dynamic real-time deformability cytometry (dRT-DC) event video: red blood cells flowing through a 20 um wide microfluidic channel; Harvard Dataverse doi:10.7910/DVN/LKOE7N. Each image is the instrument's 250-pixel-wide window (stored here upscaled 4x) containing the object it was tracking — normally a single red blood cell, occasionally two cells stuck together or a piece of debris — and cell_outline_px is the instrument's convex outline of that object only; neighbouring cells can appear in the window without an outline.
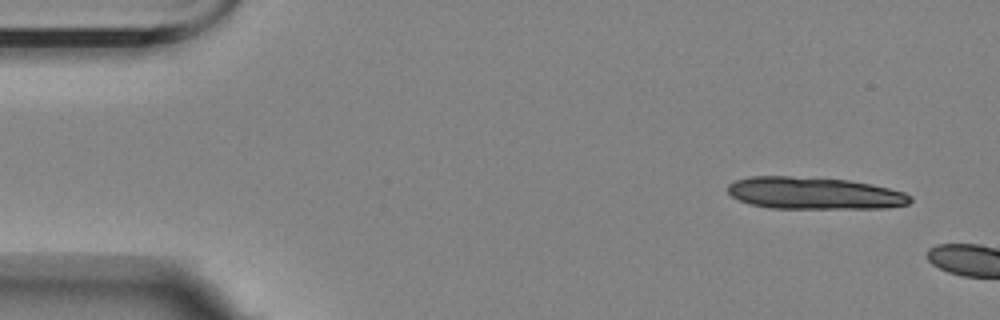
{"species": "Egyptian fruit bat (a non-hibernating species)", "species_latin": "Rousettus aegyptiacus", "temperature_condition": "room temperature", "stored_images_in_passage": 2, "camera_frame_rate_fps": 3000, "um_per_image_px": 0.085, "animal": {"sex": "female"}, "frame": {"image": 1, "passage_image": 1, "time_ms": 0.0, "image_size_px": [1000, 320], "cell_outline_px": [[912, 200], [908, 204], [888, 208], [772, 208], [748, 204], [732, 196], [728, 192], [728, 184], [736, 180], [752, 176], [788, 176], [848, 180], [872, 184], [904, 192], [912, 196]], "centroid_in_image_um": [69.22, 16.43], "position_along_channel_um": 15.8, "area_um2": 34.1}}